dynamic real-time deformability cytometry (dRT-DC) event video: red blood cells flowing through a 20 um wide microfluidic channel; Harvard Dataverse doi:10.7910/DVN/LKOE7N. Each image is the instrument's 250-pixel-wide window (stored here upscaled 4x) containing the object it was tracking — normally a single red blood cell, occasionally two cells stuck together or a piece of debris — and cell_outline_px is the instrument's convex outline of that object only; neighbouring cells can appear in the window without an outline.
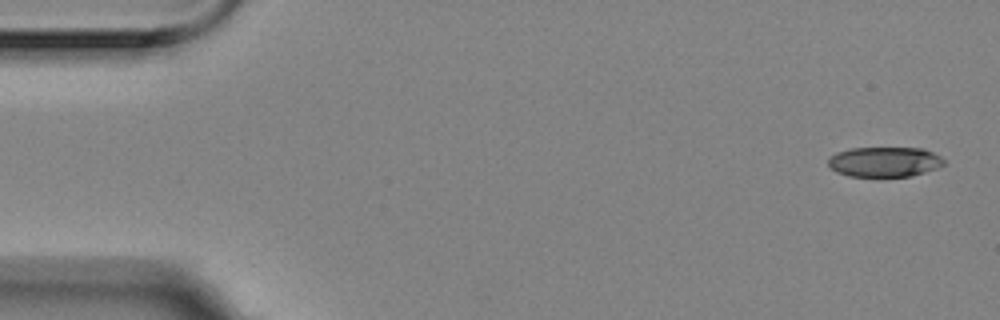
{"species": "Egyptian fruit bat (a non-hibernating species)", "species_latin": "Rousettus aegyptiacus", "temperature_condition": "room temperature", "stored_images_in_passage": 14, "camera_frame_rate_fps": 3000, "um_per_image_px": 0.085, "animal": {"sex": "female"}, "frame": {"image": 1, "passage_image": 1, "time_ms": 0.0, "image_size_px": [1000, 320], "cell_outline_px": [[944, 164], [936, 168], [912, 176], [848, 176], [836, 172], [828, 164], [828, 156], [836, 152], [848, 148], [924, 148], [940, 156], [944, 160]], "centroid_in_image_um": [75.15, 13.75], "position_along_channel_um": 9.9, "area_um2": 20.29}}
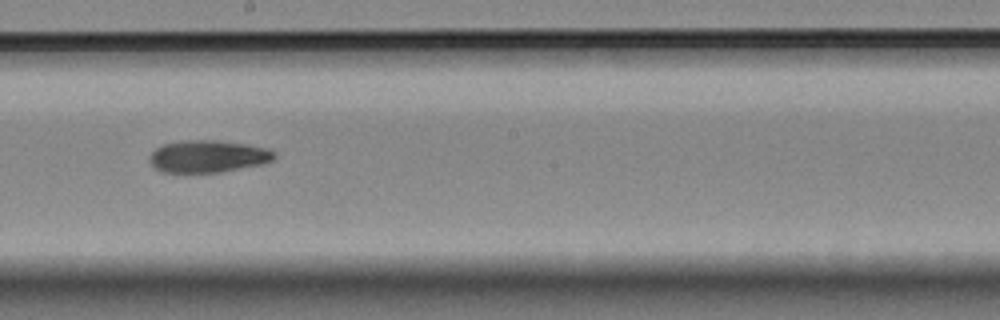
{"frame": {"image": 2, "passage_image": 8, "time_ms": 2.333, "image_size_px": [1000, 320], "cell_outline_px": [[276, 156], [272, 160], [264, 164], [220, 172], [164, 172], [156, 168], [148, 160], [152, 152], [156, 148], [164, 144], [180, 140], [216, 140], [244, 144], [268, 148], [276, 152]], "centroid_in_image_um": [17.7, 13.28], "position_along_channel_um": 230.5, "area_um2": 23.41}}
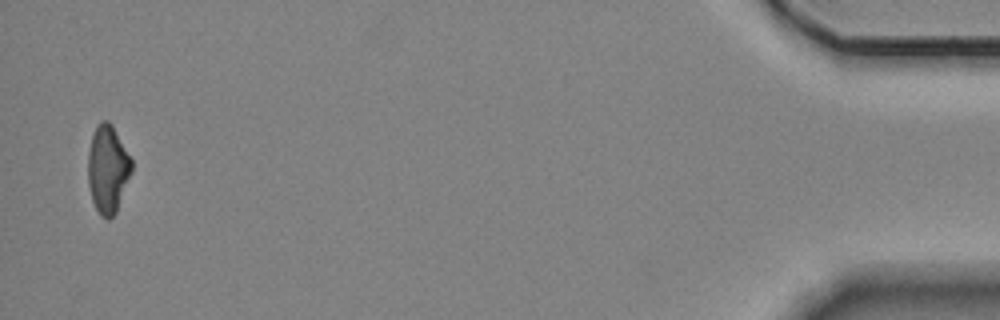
{"frame": {"image": 3, "passage_image": 14, "time_ms": 4.333, "image_size_px": [1000, 320], "cell_outline_px": [[132, 172], [116, 212], [108, 220], [100, 216], [92, 200], [88, 184], [88, 152], [92, 136], [96, 124], [100, 120], [108, 120], [112, 124], [132, 160]], "centroid_in_image_um": [9.15, 14.36], "position_along_channel_um": 426.0, "area_um2": 22.43}}